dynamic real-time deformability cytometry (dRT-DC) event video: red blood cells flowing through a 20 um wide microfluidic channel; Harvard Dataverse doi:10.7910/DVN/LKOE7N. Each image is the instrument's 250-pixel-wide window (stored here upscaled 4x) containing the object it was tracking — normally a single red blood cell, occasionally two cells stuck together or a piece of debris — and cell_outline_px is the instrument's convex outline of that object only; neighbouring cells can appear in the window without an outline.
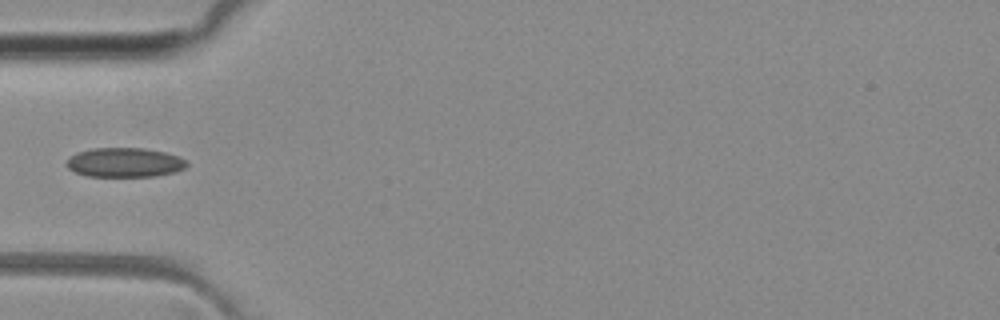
{"species": "common noctule bat (a hibernating species)", "species_latin": "Nyctalus noctula", "temperature_condition": "room temperature", "stored_images_in_passage": 21, "camera_frame_rate_fps": 3000, "um_per_image_px": 0.085, "animal": {"sex": "female", "body_mass_g": 29.2, "forearm_length_mm": 56.3}, "frame": {"image": 1, "passage_image": 1, "time_ms": 0.0, "image_size_px": [1000, 320], "cell_outline_px": [[188, 164], [184, 168], [172, 172], [156, 176], [88, 176], [76, 172], [68, 168], [68, 160], [76, 152], [92, 148], [144, 148], [164, 152], [176, 156], [184, 160]], "centroid_in_image_um": [10.58, 13.8], "position_along_channel_um": 74.4, "area_um2": 20.23}}
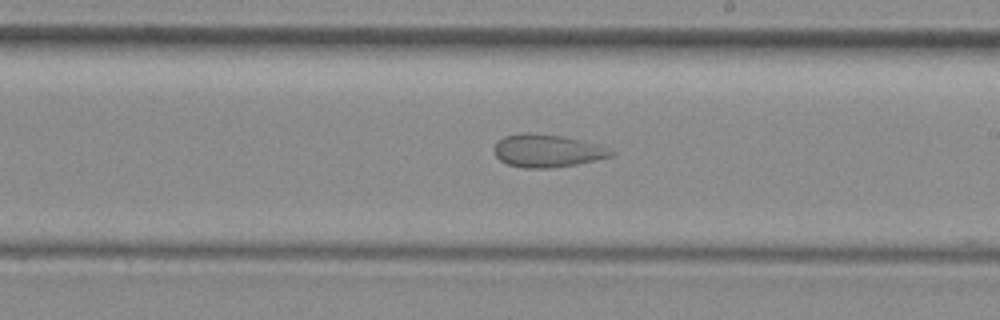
{"frame": {"image": 2, "passage_image": 9, "time_ms": 2.667, "image_size_px": [1000, 320], "cell_outline_px": [[616, 152], [612, 156], [596, 160], [576, 164], [548, 168], [524, 168], [508, 164], [500, 160], [496, 156], [492, 148], [496, 140], [504, 136], [520, 132], [528, 132], [564, 136], [580, 140], [608, 148]], "centroid_in_image_um": [46.45, 12.8], "position_along_channel_um": 242.5, "area_um2": 22.48}}
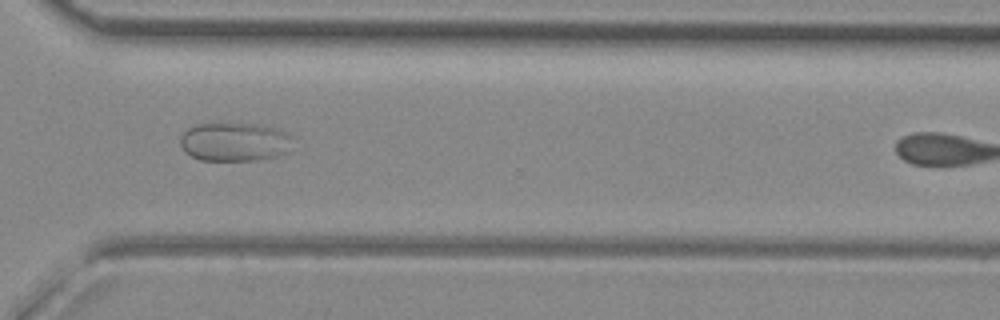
{"frame": {"image": 3, "passage_image": 17, "time_ms": 5.333, "image_size_px": [1000, 320], "cell_outline_px": [[292, 136], [284, 152], [276, 156], [252, 160], [200, 160], [184, 152], [180, 144], [180, 136], [188, 128], [196, 124], [260, 124], [276, 128]], "centroid_in_image_um": [19.86, 12.05], "position_along_channel_um": 350.7, "area_um2": 24.97}}